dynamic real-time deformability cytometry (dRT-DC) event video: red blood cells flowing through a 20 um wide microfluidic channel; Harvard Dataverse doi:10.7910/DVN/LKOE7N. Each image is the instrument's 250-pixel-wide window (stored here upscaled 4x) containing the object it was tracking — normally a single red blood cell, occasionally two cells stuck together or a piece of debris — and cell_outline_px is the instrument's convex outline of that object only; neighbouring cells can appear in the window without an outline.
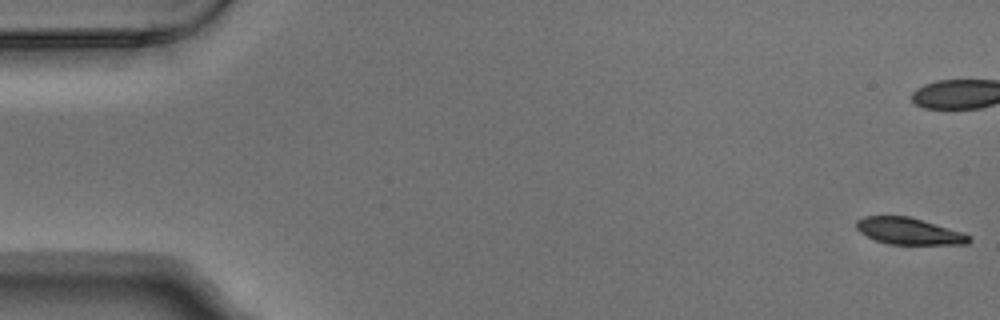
{"species": "Egyptian fruit bat (a non-hibernating species)", "species_latin": "Rousettus aegyptiacus", "temperature_condition": "warm", "stored_images_in_passage": 7, "camera_frame_rate_fps": 3000, "um_per_image_px": 0.085, "animal": {"sex": "male"}, "frame": {"image": 1, "passage_image": 1, "time_ms": 0.0, "image_size_px": [1000, 320], "cell_outline_px": [[972, 240], [968, 244], [888, 244], [876, 240], [860, 232], [856, 228], [856, 220], [864, 216], [908, 216], [964, 232]], "centroid_in_image_um": [77.26, 19.64], "position_along_channel_um": 7.7, "area_um2": 17.4}}
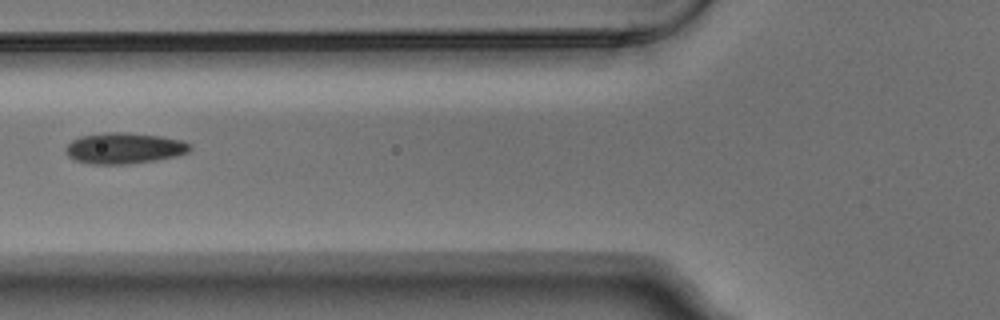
{"frame": {"image": 2, "passage_image": 7, "time_ms": 2.0, "image_size_px": [1000, 320], "cell_outline_px": [[192, 148], [188, 152], [176, 156], [156, 160], [124, 164], [92, 164], [76, 160], [68, 156], [64, 152], [64, 148], [72, 140], [80, 136], [108, 132], [128, 132], [160, 136], [184, 140], [192, 144]], "centroid_in_image_um": [10.57, 12.59], "position_along_channel_um": 115.2, "area_um2": 22.6}}